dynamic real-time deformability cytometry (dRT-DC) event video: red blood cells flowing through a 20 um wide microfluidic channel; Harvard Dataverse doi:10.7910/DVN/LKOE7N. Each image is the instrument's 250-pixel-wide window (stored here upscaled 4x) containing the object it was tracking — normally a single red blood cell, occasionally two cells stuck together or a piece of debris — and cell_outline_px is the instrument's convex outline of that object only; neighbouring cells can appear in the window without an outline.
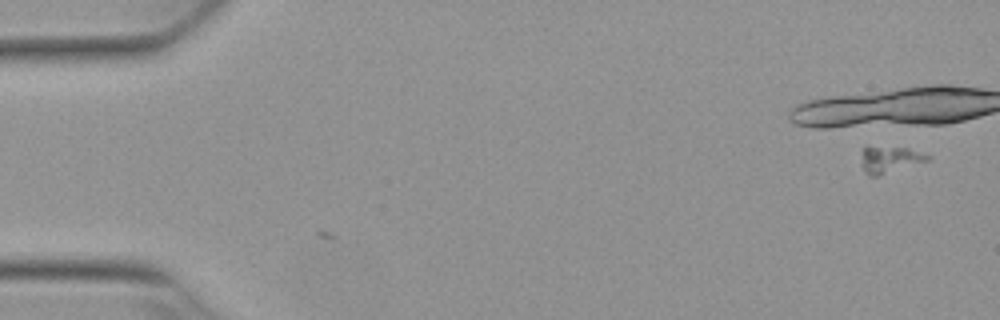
{"species": "Egyptian fruit bat (a non-hibernating species)", "species_latin": "Rousettus aegyptiacus", "temperature_condition": "warm", "stored_images_in_passage": 2, "camera_frame_rate_fps": 3000, "um_per_image_px": 0.085, "animal": {"sex": "female"}, "frame": {"image": 1, "passage_image": 2, "time_ms": 0.333, "image_size_px": [1000, 320], "cell_outline_px": [[932, 156], [928, 160], [880, 176], [868, 176], [864, 172], [864, 148], [868, 144], [908, 148]], "centroid_in_image_um": [75.65, 13.53], "position_along_channel_um": 9.4, "area_um2": 10.35}}